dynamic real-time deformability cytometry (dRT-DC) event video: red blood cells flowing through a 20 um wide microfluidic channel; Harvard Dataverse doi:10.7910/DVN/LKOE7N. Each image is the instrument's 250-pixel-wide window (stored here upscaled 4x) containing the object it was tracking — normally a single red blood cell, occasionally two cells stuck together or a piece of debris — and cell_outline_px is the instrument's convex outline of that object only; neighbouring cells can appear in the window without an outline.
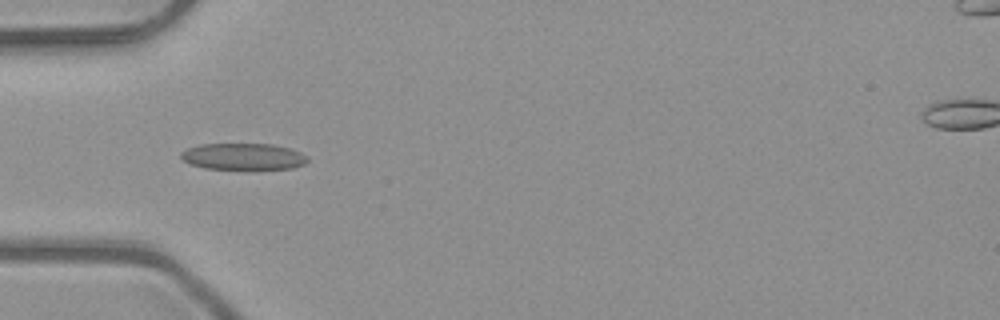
{"species": "common noctule bat (a hibernating species)", "species_latin": "Nyctalus noctula", "temperature_condition": "room temperature", "stored_images_in_passage": 6, "camera_frame_rate_fps": 3000, "um_per_image_px": 0.085, "animal": {"sex": "male", "body_mass_g": 23.1, "forearm_length_mm": 52.7}, "frame": {"image": 1, "passage_image": 4, "time_ms": 1.0, "image_size_px": [1000, 320], "cell_outline_px": [[308, 160], [304, 164], [292, 168], [204, 168], [188, 164], [180, 156], [180, 152], [188, 148], [200, 144], [272, 144], [292, 148], [308, 156]], "centroid_in_image_um": [20.67, 13.28], "position_along_channel_um": 64.3, "area_um2": 19.42}}
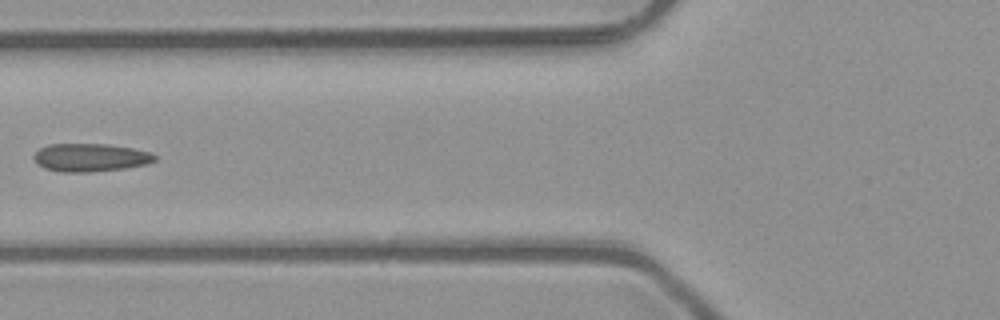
{"frame": {"image": 2, "passage_image": 5, "time_ms": 1.333, "image_size_px": [1000, 320], "cell_outline_px": [[156, 160], [148, 164], [124, 168], [88, 172], [60, 172], [44, 168], [36, 164], [32, 156], [40, 148], [48, 144], [108, 144], [132, 148], [152, 152], [156, 156]], "centroid_in_image_um": [7.67, 13.39], "position_along_channel_um": 118.1, "area_um2": 19.94}}
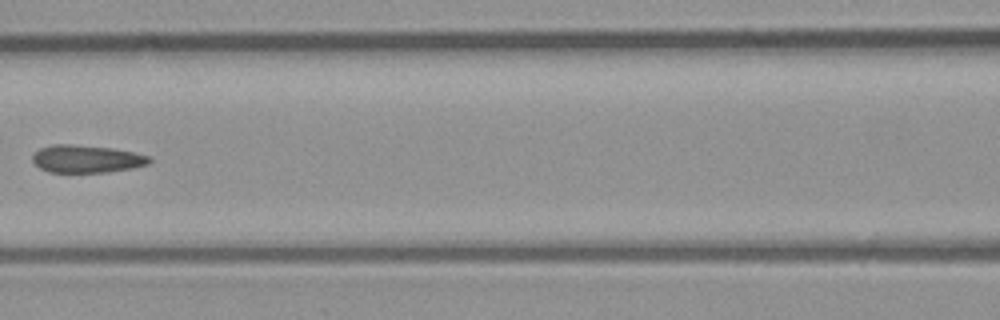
{"frame": {"image": 3, "passage_image": 6, "time_ms": 1.667, "image_size_px": [1000, 320], "cell_outline_px": [[152, 160], [148, 164], [132, 168], [108, 172], [48, 172], [40, 168], [32, 160], [32, 156], [40, 148], [52, 144], [72, 144], [112, 148], [136, 152], [148, 156]], "centroid_in_image_um": [7.36, 13.5], "position_along_channel_um": 159.2, "area_um2": 18.84}}